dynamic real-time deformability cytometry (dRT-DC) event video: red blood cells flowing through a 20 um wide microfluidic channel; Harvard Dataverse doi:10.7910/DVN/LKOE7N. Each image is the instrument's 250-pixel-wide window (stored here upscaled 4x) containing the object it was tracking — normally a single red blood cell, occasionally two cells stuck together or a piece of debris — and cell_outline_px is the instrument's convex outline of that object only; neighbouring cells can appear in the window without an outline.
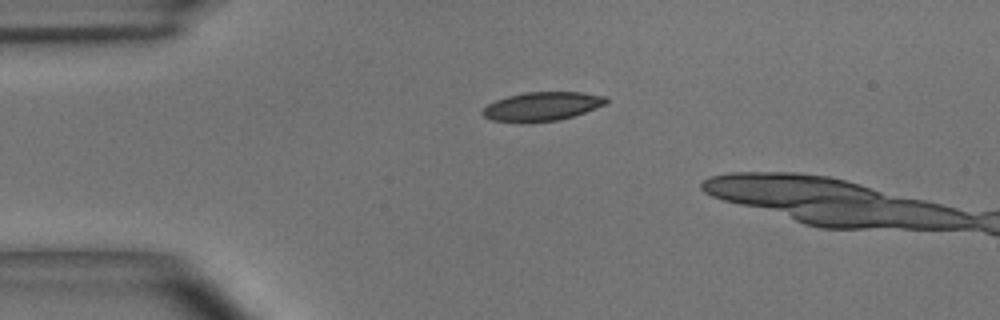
{"species": "common noctule bat (a hibernating species)", "species_latin": "Nyctalus noctula", "temperature_condition": "room temperature", "stored_images_in_passage": 34, "camera_frame_rate_fps": 3000, "um_per_image_px": 0.085, "animal": {"sex": "male", "body_mass_g": 15.6}, "frame": {"image": 1, "passage_image": 1, "time_ms": 0.0, "image_size_px": [1000, 320], "cell_outline_px": [[608, 100], [604, 104], [584, 112], [572, 116], [556, 120], [532, 124], [520, 124], [492, 120], [484, 116], [480, 112], [488, 104], [496, 100], [508, 96], [524, 92], [580, 92], [608, 96]], "centroid_in_image_um": [46.02, 9.06], "position_along_channel_um": 39.0, "area_um2": 21.04}}
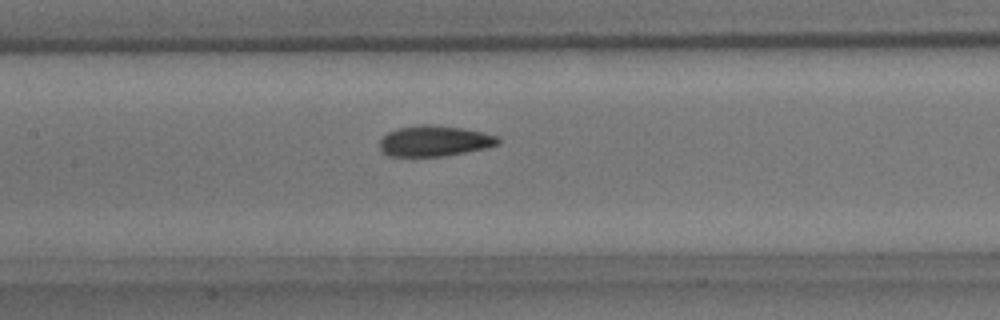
{"frame": {"image": 2, "passage_image": 14, "time_ms": 4.333, "image_size_px": [1000, 320], "cell_outline_px": [[500, 144], [484, 148], [444, 156], [388, 156], [380, 148], [380, 140], [388, 132], [396, 128], [420, 124], [432, 124], [464, 128], [484, 132], [496, 136], [500, 140]], "centroid_in_image_um": [36.93, 11.97], "position_along_channel_um": 170.5, "area_um2": 21.21}}
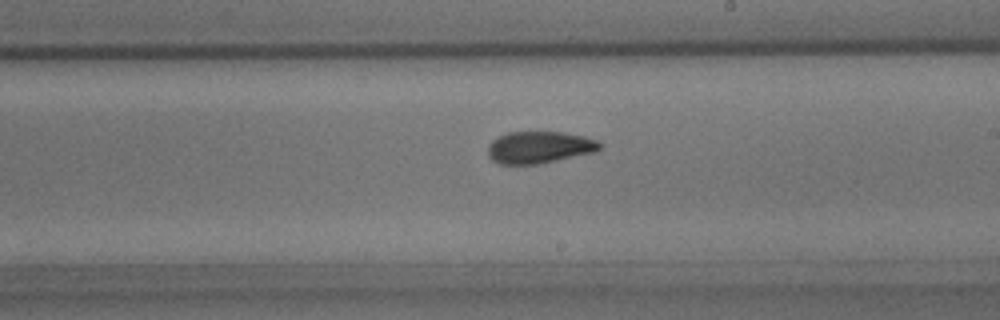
{"frame": {"image": 3, "passage_image": 20, "time_ms": 6.333, "image_size_px": [1000, 320], "cell_outline_px": [[600, 148], [596, 152], [540, 164], [500, 164], [492, 160], [488, 156], [488, 148], [492, 140], [508, 132], [564, 132], [584, 136], [596, 140], [600, 144]], "centroid_in_image_um": [45.85, 12.53], "position_along_channel_um": 243.2, "area_um2": 20.87}}